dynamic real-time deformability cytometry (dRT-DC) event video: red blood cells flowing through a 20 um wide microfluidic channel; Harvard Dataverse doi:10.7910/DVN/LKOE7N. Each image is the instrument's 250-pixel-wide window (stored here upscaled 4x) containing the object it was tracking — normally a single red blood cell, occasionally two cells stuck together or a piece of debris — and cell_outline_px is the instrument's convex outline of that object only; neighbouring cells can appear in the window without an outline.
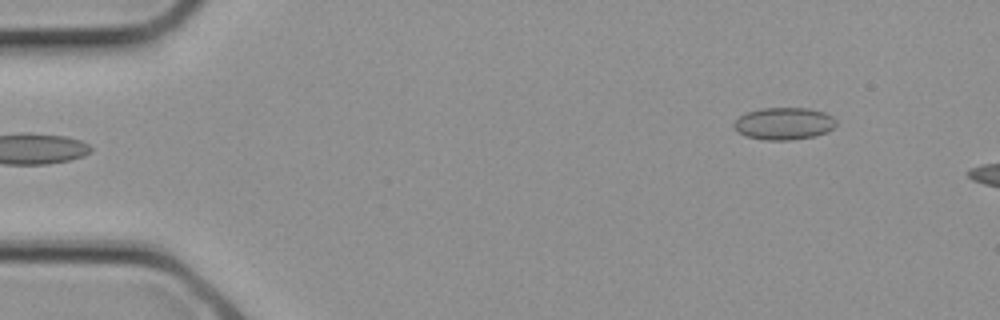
{"species": "common noctule bat (a hibernating species)", "species_latin": "Nyctalus noctula", "temperature_condition": "cold", "stored_images_in_passage": 2, "camera_frame_rate_fps": 3000, "um_per_image_px": 0.085, "animal": {"sex": "female", "body_mass_g": 21.9}, "frame": {"image": 1, "passage_image": 2, "time_ms": 0.333, "image_size_px": [1000, 320], "cell_outline_px": [[836, 124], [828, 132], [816, 136], [792, 140], [764, 140], [744, 136], [732, 124], [740, 116], [748, 112], [760, 108], [808, 108], [824, 112], [832, 116], [836, 120]], "centroid_in_image_um": [66.66, 10.51], "position_along_channel_um": 18.3, "area_um2": 19.25}}